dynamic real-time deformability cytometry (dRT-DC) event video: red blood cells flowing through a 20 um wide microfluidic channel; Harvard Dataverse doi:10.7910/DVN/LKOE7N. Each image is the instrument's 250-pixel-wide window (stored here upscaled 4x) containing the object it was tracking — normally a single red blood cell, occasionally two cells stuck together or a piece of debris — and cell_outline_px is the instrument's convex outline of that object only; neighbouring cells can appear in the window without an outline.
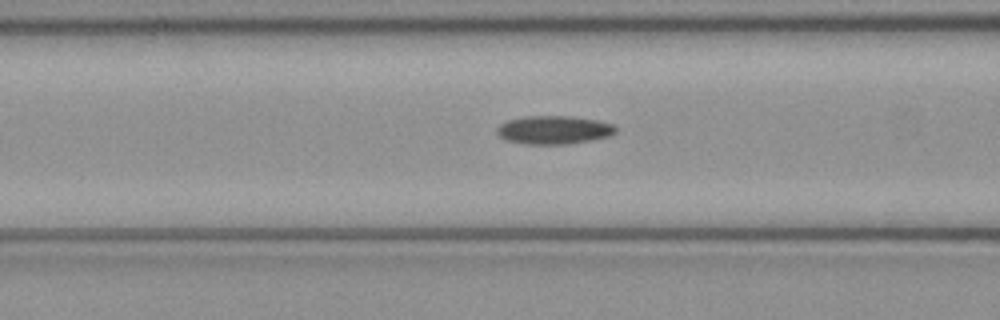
{"species": "common noctule bat (a hibernating species)", "species_latin": "Nyctalus noctula", "temperature_condition": "cold", "stored_images_in_passage": 34, "camera_frame_rate_fps": 3000, "um_per_image_px": 0.085, "animal": {"sex": "female", "body_mass_g": 21.9}, "frame": {"image": 1, "passage_image": 11, "time_ms": 3.333, "image_size_px": [1000, 320], "cell_outline_px": [[616, 132], [612, 136], [592, 140], [568, 144], [528, 144], [508, 140], [500, 136], [496, 132], [496, 128], [500, 124], [508, 120], [524, 116], [572, 116], [600, 120], [612, 124], [616, 128]], "centroid_in_image_um": [47.12, 11.03], "position_along_channel_um": 119.5, "area_um2": 19.77}}
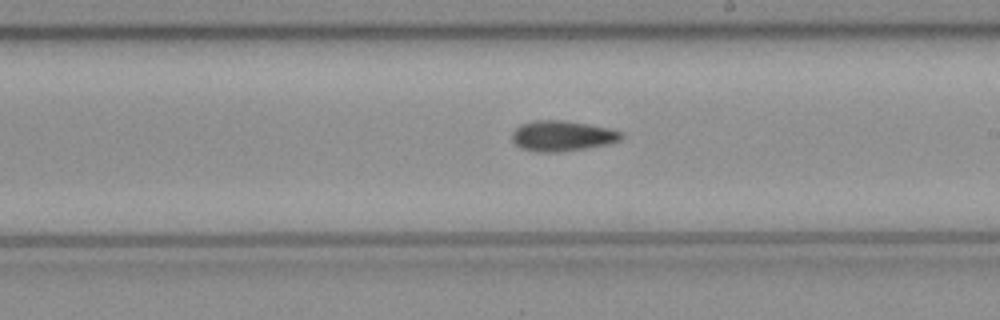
{"frame": {"image": 2, "passage_image": 20, "time_ms": 6.333, "image_size_px": [1000, 320], "cell_outline_px": [[624, 136], [620, 140], [608, 144], [560, 152], [536, 152], [520, 148], [512, 140], [512, 132], [520, 124], [536, 120], [560, 120], [588, 124], [608, 128], [624, 132]], "centroid_in_image_um": [47.78, 11.55], "position_along_channel_um": 241.2, "area_um2": 19.42}}
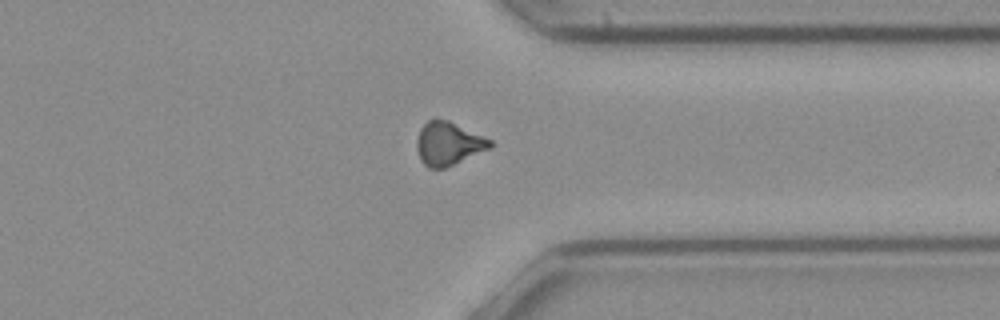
{"frame": {"image": 3, "passage_image": 30, "time_ms": 9.667, "image_size_px": [1000, 320], "cell_outline_px": [[492, 148], [444, 168], [428, 168], [420, 160], [416, 148], [416, 140], [420, 128], [428, 120], [448, 120], [492, 140]], "centroid_in_image_um": [38.1, 12.22], "position_along_channel_um": 373.3, "area_um2": 18.44}}